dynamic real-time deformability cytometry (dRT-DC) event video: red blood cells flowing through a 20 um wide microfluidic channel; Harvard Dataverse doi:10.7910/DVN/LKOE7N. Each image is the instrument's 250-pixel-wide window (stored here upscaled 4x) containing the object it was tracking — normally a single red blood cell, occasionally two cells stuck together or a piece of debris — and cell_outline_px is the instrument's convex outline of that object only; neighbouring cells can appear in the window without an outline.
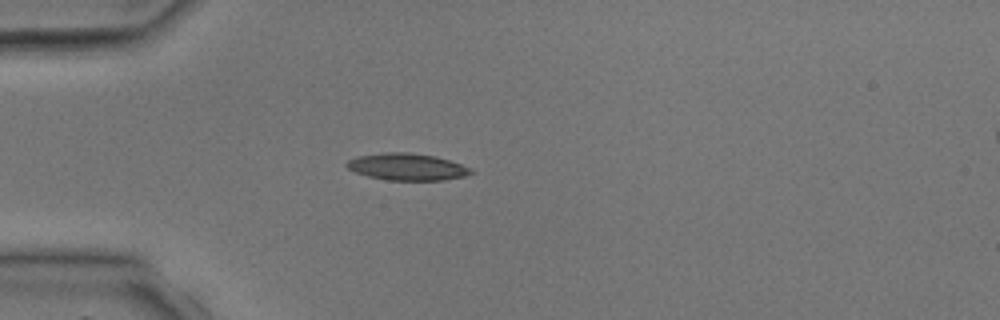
{"species": "common noctule bat (a hibernating species)", "species_latin": "Nyctalus noctula", "temperature_condition": "room temperature", "stored_images_in_passage": 2, "camera_frame_rate_fps": 3000, "um_per_image_px": 0.085, "animal": {"sex": "male", "body_mass_g": 17.9, "forearm_length_mm": 54.2}, "frame": {"image": 1, "passage_image": 2, "time_ms": 2.333, "image_size_px": [1000, 320], "cell_outline_px": [[472, 172], [464, 176], [444, 180], [388, 180], [368, 176], [356, 172], [348, 168], [344, 164], [348, 160], [356, 156], [384, 152], [408, 152], [436, 156], [460, 164], [468, 168]], "centroid_in_image_um": [34.54, 14.17], "position_along_channel_um": 50.5, "area_um2": 19.31}}